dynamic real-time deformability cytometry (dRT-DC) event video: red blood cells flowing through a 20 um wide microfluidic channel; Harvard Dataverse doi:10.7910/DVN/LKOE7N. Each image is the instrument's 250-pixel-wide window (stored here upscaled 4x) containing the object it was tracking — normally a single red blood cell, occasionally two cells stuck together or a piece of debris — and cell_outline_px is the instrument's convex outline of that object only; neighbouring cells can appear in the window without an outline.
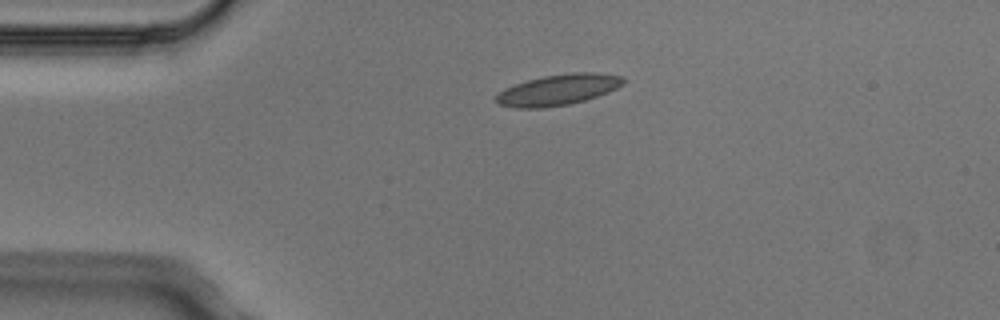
{"species": "Egyptian fruit bat (a non-hibernating species)", "species_latin": "Rousettus aegyptiacus", "temperature_condition": "cold", "stored_images_in_passage": 3, "camera_frame_rate_fps": 3000, "um_per_image_px": 0.085, "animal": {"sex": "male"}, "frame": {"image": 1, "passage_image": 1, "time_ms": 0.0, "image_size_px": [1000, 320], "cell_outline_px": [[628, 80], [624, 84], [608, 92], [584, 100], [568, 104], [544, 108], [512, 108], [500, 104], [492, 100], [504, 88], [528, 80], [544, 76], [572, 72], [592, 72], [624, 76]], "centroid_in_image_um": [47.45, 7.63], "position_along_channel_um": 37.5, "area_um2": 22.95}}
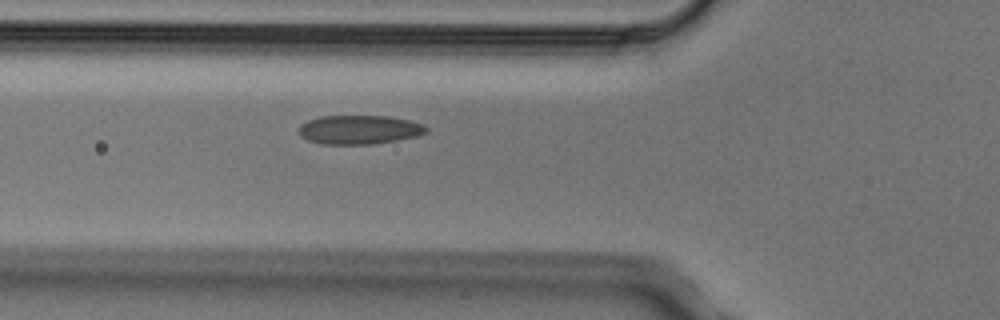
{"frame": {"image": 2, "passage_image": 3, "time_ms": 0.667, "image_size_px": [1000, 320], "cell_outline_px": [[428, 132], [416, 136], [396, 140], [372, 144], [320, 144], [308, 140], [300, 136], [296, 132], [300, 124], [308, 120], [320, 116], [388, 116], [408, 120], [424, 124], [428, 128]], "centroid_in_image_um": [30.5, 11.02], "position_along_channel_um": 95.3, "area_um2": 21.68}}